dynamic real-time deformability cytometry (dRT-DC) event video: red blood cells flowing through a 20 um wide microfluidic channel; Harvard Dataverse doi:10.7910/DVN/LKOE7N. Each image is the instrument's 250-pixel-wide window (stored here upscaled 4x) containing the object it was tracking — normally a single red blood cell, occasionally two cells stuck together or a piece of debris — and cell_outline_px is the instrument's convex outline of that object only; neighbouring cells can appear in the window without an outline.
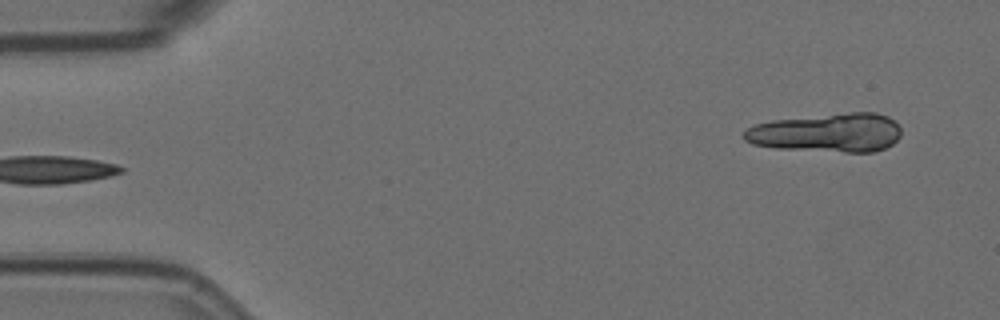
{"species": "Egyptian fruit bat (a non-hibernating species)", "species_latin": "Rousettus aegyptiacus", "temperature_condition": "room temperature", "stored_images_in_passage": 3, "segment_of_instrument_passage": [2, 2], "camera_frame_rate_fps": 3000, "um_per_image_px": 0.085, "animal": {"sex": "female"}, "frame": {"image": 1, "passage_image": 3, "time_ms": 0.667, "image_size_px": [1000, 320], "cell_outline_px": [[900, 136], [892, 144], [884, 148], [872, 152], [844, 152], [776, 148], [752, 144], [744, 140], [744, 132], [748, 128], [756, 124], [772, 120], [852, 112], [876, 112], [888, 116], [900, 128]], "centroid_in_image_um": [70.32, 11.28], "position_along_channel_um": 14.7, "area_um2": 35.43}}